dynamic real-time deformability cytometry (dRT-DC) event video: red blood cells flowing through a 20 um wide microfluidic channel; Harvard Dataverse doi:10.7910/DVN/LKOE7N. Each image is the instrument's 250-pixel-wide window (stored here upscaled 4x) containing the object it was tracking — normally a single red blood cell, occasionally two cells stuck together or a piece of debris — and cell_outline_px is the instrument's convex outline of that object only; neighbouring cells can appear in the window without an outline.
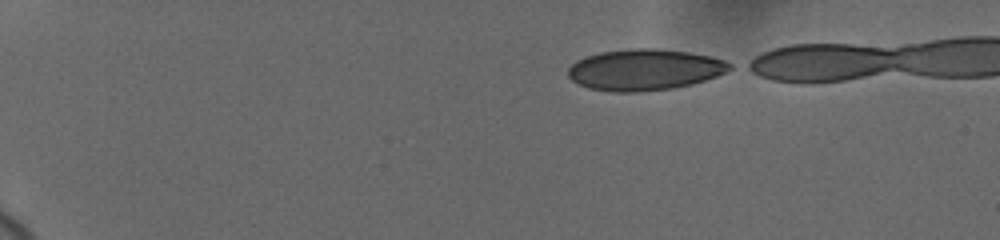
{"species": "human", "species_latin": "Homo sapiens", "temperature_condition": "cold", "stored_images_in_passage": 6, "segment_of_instrument_passage": [1, 2], "camera_frame_rate_fps": 3000, "um_per_image_px": 0.085, "donor": {"sex": "female"}, "frame": {"image": 1, "passage_image": 1, "time_ms": 0.0, "image_size_px": [1000, 240], "cell_outline_px": [[732, 68], [716, 76], [692, 84], [672, 88], [640, 92], [612, 92], [588, 88], [572, 80], [568, 76], [568, 68], [576, 60], [600, 52], [632, 48], [656, 48], [688, 52], [708, 56], [724, 60], [732, 64]], "centroid_in_image_um": [54.77, 5.93], "position_along_channel_um": 30.2, "area_um2": 38.67}}
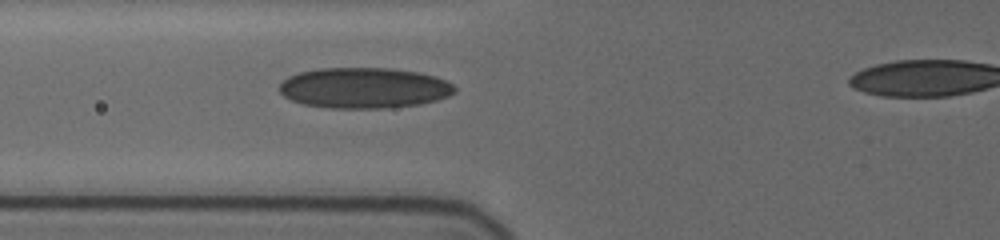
{"frame": {"image": 2, "passage_image": 5, "time_ms": 4.667, "image_size_px": [1000, 240], "cell_outline_px": [[456, 92], [448, 96], [436, 100], [420, 104], [380, 108], [332, 108], [304, 104], [292, 100], [284, 96], [280, 92], [280, 84], [288, 76], [300, 72], [320, 68], [388, 68], [416, 72], [436, 76], [452, 84], [456, 88]], "centroid_in_image_um": [30.95, 7.47], "position_along_channel_um": 94.8, "area_um2": 41.33}}